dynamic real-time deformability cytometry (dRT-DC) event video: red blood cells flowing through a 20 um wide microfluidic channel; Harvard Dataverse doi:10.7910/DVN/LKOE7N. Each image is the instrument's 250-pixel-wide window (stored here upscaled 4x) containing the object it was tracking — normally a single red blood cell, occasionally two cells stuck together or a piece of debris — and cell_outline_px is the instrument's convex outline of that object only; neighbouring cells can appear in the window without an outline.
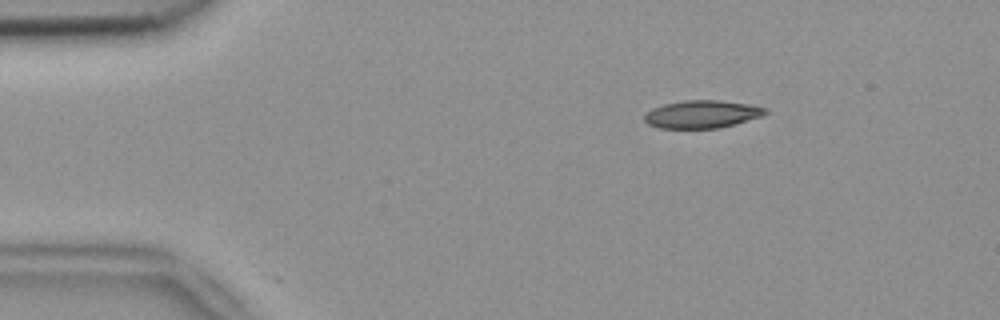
{"species": "common noctule bat (a hibernating species)", "species_latin": "Nyctalus noctula", "temperature_condition": "room temperature", "stored_images_in_passage": 23, "camera_frame_rate_fps": 3000, "um_per_image_px": 0.085, "animal": {"sex": "female", "body_mass_g": 18.4}, "frame": {"image": 1, "passage_image": 1, "time_ms": 0.0, "image_size_px": [1000, 320], "cell_outline_px": [[768, 112], [764, 116], [736, 124], [720, 128], [660, 128], [648, 124], [644, 120], [644, 116], [652, 108], [664, 104], [684, 100], [720, 100], [748, 104], [768, 108]], "centroid_in_image_um": [59.72, 9.71], "position_along_channel_um": 25.3, "area_um2": 19.71}}
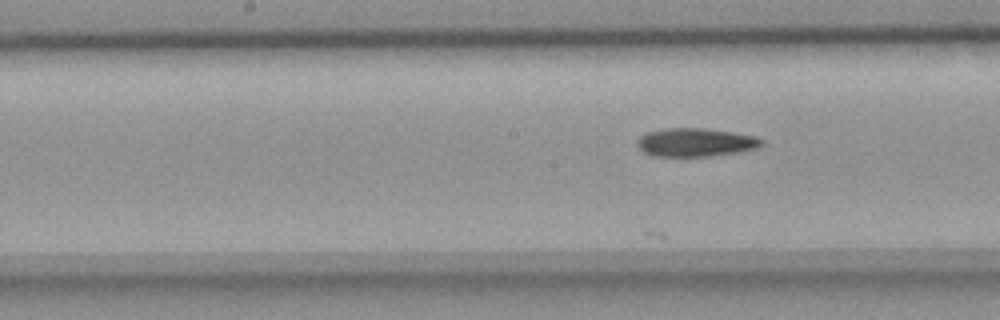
{"frame": {"image": 2, "passage_image": 19, "time_ms": 6.0, "image_size_px": [1000, 320], "cell_outline_px": [[764, 144], [756, 148], [736, 152], [708, 156], [652, 156], [644, 152], [636, 144], [636, 140], [640, 136], [648, 132], [664, 128], [704, 128], [732, 132], [756, 136], [764, 140]], "centroid_in_image_um": [59.11, 12.09], "position_along_channel_um": 189.1, "area_um2": 20.58}}
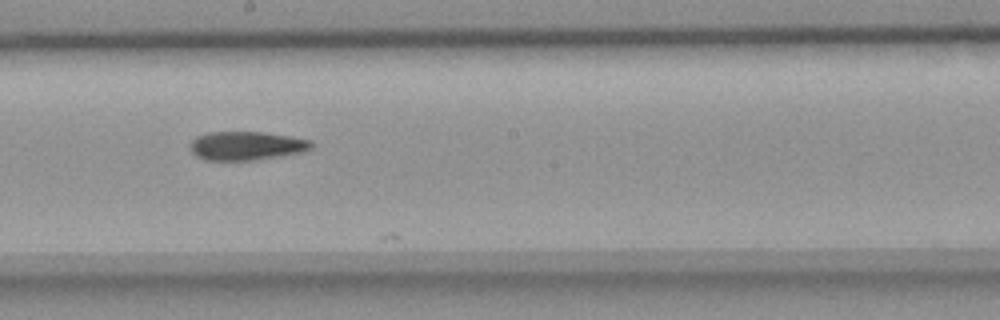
{"frame": {"image": 3, "passage_image": 22, "time_ms": 7.0, "image_size_px": [1000, 320], "cell_outline_px": [[312, 148], [304, 152], [252, 160], [204, 160], [196, 156], [192, 152], [192, 140], [196, 136], [208, 132], [260, 132], [288, 136], [312, 140]], "centroid_in_image_um": [20.95, 12.39], "position_along_channel_um": 227.3, "area_um2": 20.11}}